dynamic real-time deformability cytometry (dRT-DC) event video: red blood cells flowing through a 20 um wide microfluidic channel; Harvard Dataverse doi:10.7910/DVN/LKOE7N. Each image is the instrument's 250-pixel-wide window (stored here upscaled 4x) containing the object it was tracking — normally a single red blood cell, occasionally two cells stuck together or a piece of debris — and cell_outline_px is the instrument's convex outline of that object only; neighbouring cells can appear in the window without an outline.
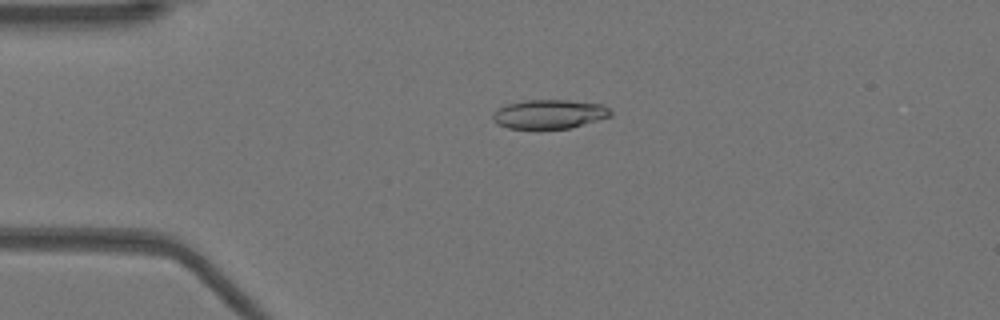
{"species": "Egyptian fruit bat (a non-hibernating species)", "species_latin": "Rousettus aegyptiacus", "temperature_condition": "warm", "stored_images_in_passage": 52, "camera_frame_rate_fps": 3000, "um_per_image_px": 0.085, "animal": {"sex": "female"}, "frame": {"image": 1, "passage_image": 12, "time_ms": 3.667, "image_size_px": [1000, 320], "cell_outline_px": [[612, 116], [584, 124], [568, 128], [508, 128], [496, 124], [492, 120], [492, 116], [496, 108], [508, 104], [524, 100], [568, 100], [604, 104], [612, 112]], "centroid_in_image_um": [46.68, 9.69], "position_along_channel_um": 38.3, "area_um2": 20.0}}
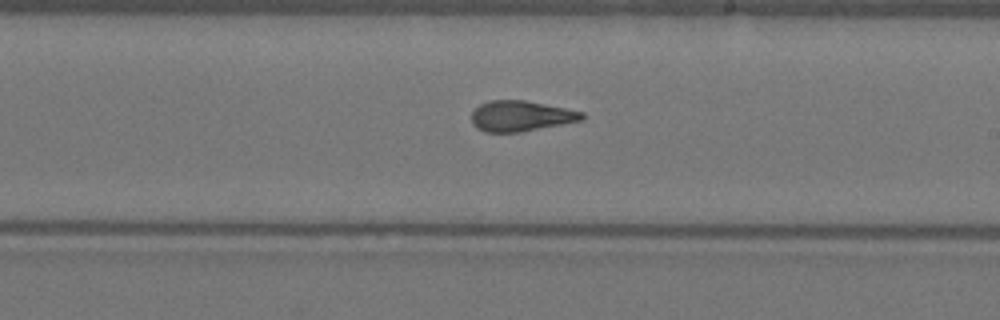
{"frame": {"image": 2, "passage_image": 30, "time_ms": 9.667, "image_size_px": [1000, 320], "cell_outline_px": [[584, 120], [520, 132], [484, 132], [476, 128], [472, 124], [472, 112], [480, 104], [488, 100], [524, 100], [584, 112]], "centroid_in_image_um": [44.25, 9.86], "position_along_channel_um": 244.7, "area_um2": 19.65}}
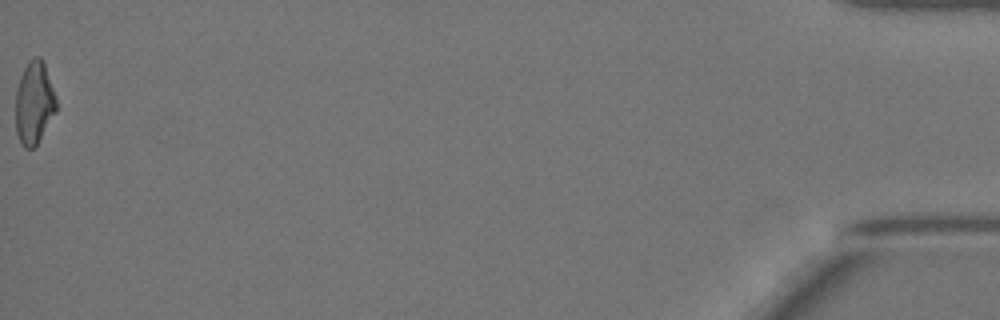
{"frame": {"image": 3, "passage_image": 52, "time_ms": 17.0, "image_size_px": [1000, 320], "cell_outline_px": [[56, 112], [36, 144], [32, 148], [24, 148], [16, 132], [16, 92], [20, 76], [28, 60], [36, 56], [40, 56], [44, 64], [56, 96]], "centroid_in_image_um": [2.9, 8.72], "position_along_channel_um": 432.3, "area_um2": 19.36}, "authors_computed_cell_mechanics": {"area_um2": 20.1433, "velocity_mm_per_s": 3.9439, "shape_relaxation_time_tau1_ms": 5.2748, "shape_relaxation_time_tau2_ms": 1.5537, "deformation_change_tau1": 0.2054, "deformation_change_tau2": 0.1077}}